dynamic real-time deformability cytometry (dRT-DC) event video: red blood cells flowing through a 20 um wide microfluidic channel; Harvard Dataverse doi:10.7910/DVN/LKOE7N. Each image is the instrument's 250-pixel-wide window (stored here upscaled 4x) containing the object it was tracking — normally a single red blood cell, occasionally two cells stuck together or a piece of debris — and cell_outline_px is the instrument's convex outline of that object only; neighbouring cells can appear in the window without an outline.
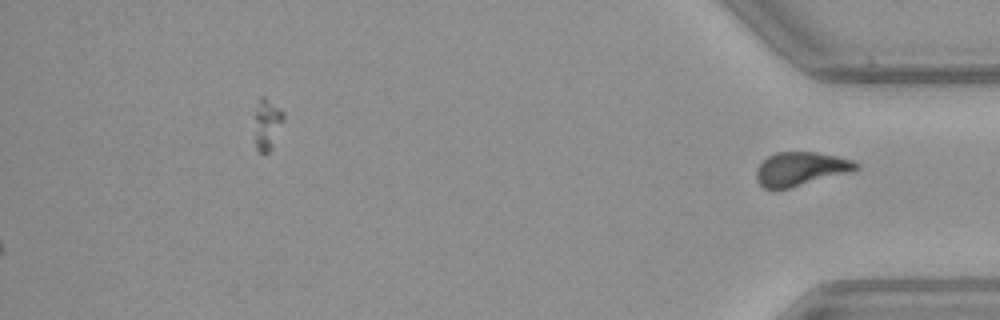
{"species": "common noctule bat (a hibernating species)", "species_latin": "Nyctalus noctula", "temperature_condition": "warm", "stored_images_in_passage": 33, "segment_of_instrument_passage": [2, 2], "camera_frame_rate_fps": 3000, "um_per_image_px": 0.085, "animal": {"sex": "female", "body_mass_g": 21.9}, "frame": {"image": 1, "passage_image": 33, "time_ms": 10.667, "image_size_px": [1000, 320], "cell_outline_px": [[860, 168], [848, 172], [776, 192], [772, 192], [764, 188], [756, 180], [756, 172], [760, 164], [768, 156], [776, 152], [816, 152], [836, 156], [852, 160], [860, 164]], "centroid_in_image_um": [68.01, 14.38], "position_along_channel_um": 367.2, "area_um2": 19.77}}